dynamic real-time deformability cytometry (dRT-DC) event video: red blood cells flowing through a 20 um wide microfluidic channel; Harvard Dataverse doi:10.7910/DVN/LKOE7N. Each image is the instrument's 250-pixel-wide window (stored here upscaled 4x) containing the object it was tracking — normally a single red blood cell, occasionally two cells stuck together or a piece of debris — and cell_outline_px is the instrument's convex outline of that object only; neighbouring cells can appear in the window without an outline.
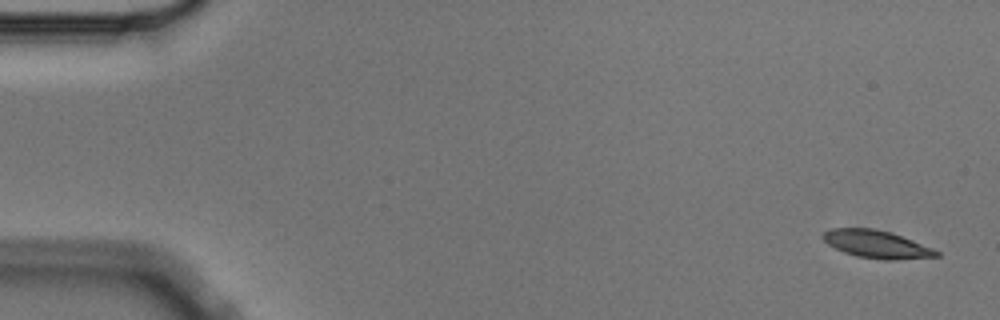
{"species": "Egyptian fruit bat (a non-hibernating species)", "species_latin": "Rousettus aegyptiacus", "temperature_condition": "cold", "stored_images_in_passage": 5, "camera_frame_rate_fps": 3000, "um_per_image_px": 0.085, "animal": {"sex": "male"}, "frame": {"image": 1, "passage_image": 1, "time_ms": 0.0, "image_size_px": [1000, 320], "cell_outline_px": [[940, 256], [900, 260], [884, 260], [856, 256], [844, 252], [828, 244], [820, 236], [824, 232], [832, 228], [876, 228], [892, 232], [932, 248], [940, 252]], "centroid_in_image_um": [74.52, 20.76], "position_along_channel_um": 10.5, "area_um2": 18.44}}
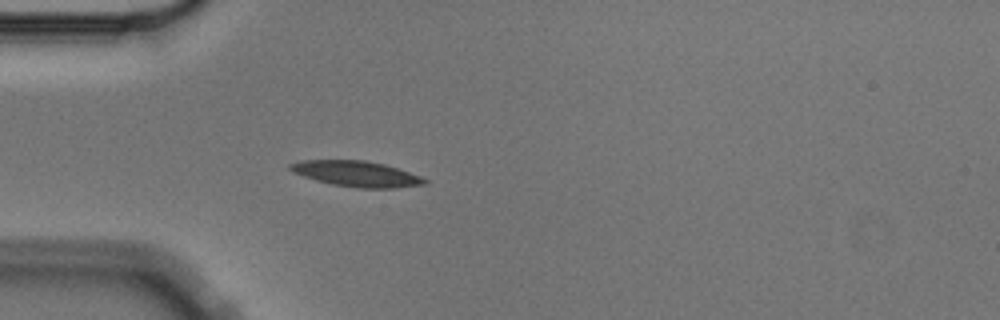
{"frame": {"image": 2, "passage_image": 5, "time_ms": 1.333, "image_size_px": [1000, 320], "cell_outline_px": [[428, 184], [396, 188], [360, 188], [332, 184], [316, 180], [292, 172], [288, 168], [288, 164], [300, 160], [364, 160], [384, 164], [420, 176], [428, 180]], "centroid_in_image_um": [30.29, 14.77], "position_along_channel_um": 54.7, "area_um2": 20.06}}